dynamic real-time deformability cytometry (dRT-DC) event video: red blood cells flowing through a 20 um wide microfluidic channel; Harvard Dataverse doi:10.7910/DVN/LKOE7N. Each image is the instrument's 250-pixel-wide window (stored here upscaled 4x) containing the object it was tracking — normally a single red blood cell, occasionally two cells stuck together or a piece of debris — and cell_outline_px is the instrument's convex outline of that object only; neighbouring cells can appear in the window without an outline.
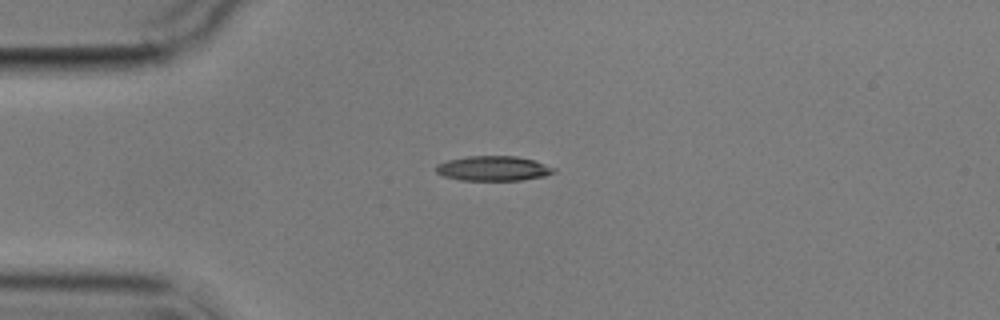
{"species": "common noctule bat (a hibernating species)", "species_latin": "Nyctalus noctula", "temperature_condition": "cold", "stored_images_in_passage": 9, "camera_frame_rate_fps": 3000, "um_per_image_px": 0.085, "animal": {"sex": "male", "body_mass_g": 17.9}, "frame": {"image": 1, "passage_image": 3, "time_ms": 2.333, "image_size_px": [1000, 320], "cell_outline_px": [[556, 172], [544, 176], [520, 180], [460, 180], [444, 176], [436, 172], [436, 164], [444, 160], [468, 156], [516, 156], [532, 160], [556, 168]], "centroid_in_image_um": [41.89, 14.31], "position_along_channel_um": 43.1, "area_um2": 17.05}}
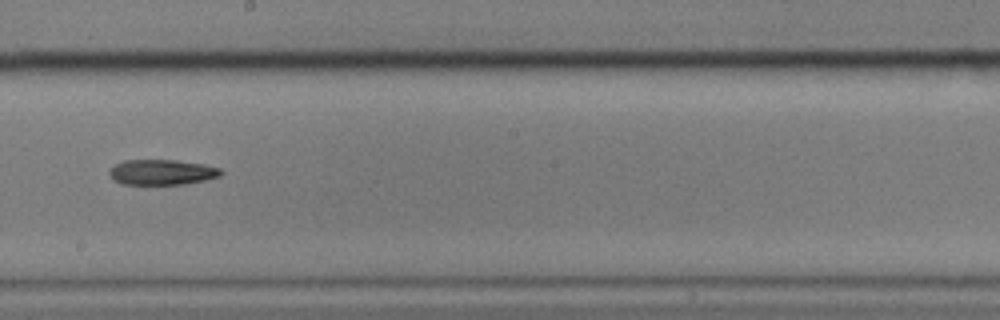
{"frame": {"image": 2, "passage_image": 8, "time_ms": 8.333, "image_size_px": [1000, 320], "cell_outline_px": [[224, 172], [220, 176], [204, 180], [184, 184], [120, 184], [112, 180], [108, 172], [116, 164], [124, 160], [176, 160], [204, 164], [220, 168]], "centroid_in_image_um": [13.76, 14.64], "position_along_channel_um": 234.4, "area_um2": 16.53}}
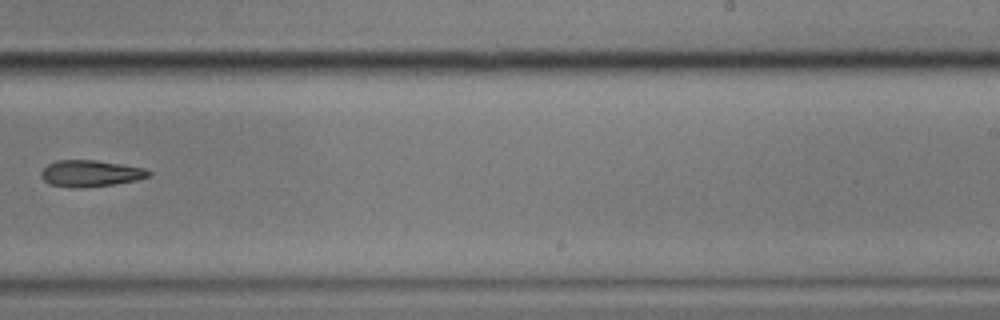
{"frame": {"image": 3, "passage_image": 9, "time_ms": 9.667, "image_size_px": [1000, 320], "cell_outline_px": [[152, 176], [136, 180], [116, 184], [84, 188], [68, 188], [48, 184], [40, 176], [40, 172], [48, 164], [56, 160], [96, 160], [144, 168], [152, 172]], "centroid_in_image_um": [7.68, 14.76], "position_along_channel_um": 281.3, "area_um2": 16.88}}